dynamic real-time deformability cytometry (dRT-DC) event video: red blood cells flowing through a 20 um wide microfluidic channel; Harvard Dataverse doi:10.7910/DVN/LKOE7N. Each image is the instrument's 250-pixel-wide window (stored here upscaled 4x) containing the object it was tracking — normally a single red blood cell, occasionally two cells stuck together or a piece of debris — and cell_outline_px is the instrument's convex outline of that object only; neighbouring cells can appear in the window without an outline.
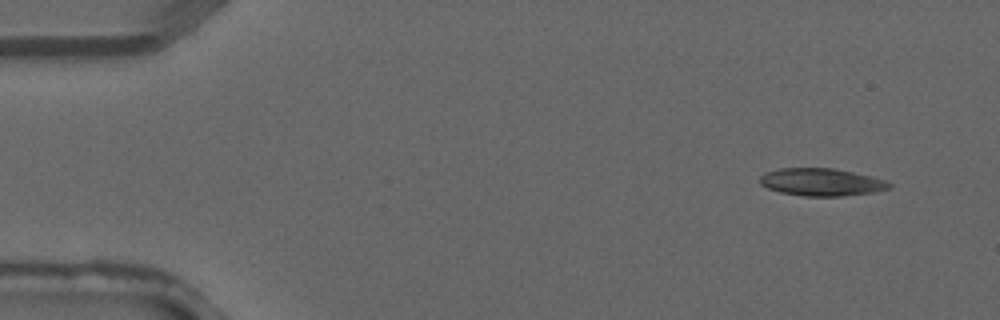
{"species": "common noctule bat (a hibernating species)", "species_latin": "Nyctalus noctula", "temperature_condition": "warm", "stored_images_in_passage": 3, "camera_frame_rate_fps": 3000, "um_per_image_px": 0.085, "animal": {"sex": "male", "forearm_length_mm": 52.5}, "frame": {"image": 1, "passage_image": 1, "time_ms": 0.0, "image_size_px": [1000, 320], "cell_outline_px": [[892, 188], [872, 192], [840, 196], [804, 196], [780, 192], [768, 188], [760, 184], [760, 176], [764, 172], [780, 168], [836, 168], [872, 176], [888, 180], [892, 184]], "centroid_in_image_um": [69.85, 15.47], "position_along_channel_um": 15.2, "area_um2": 20.92}}
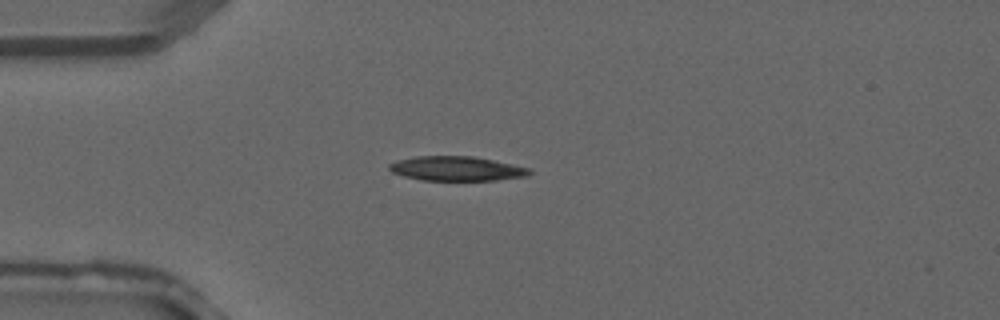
{"frame": {"image": 2, "passage_image": 3, "time_ms": 0.667, "image_size_px": [1000, 320], "cell_outline_px": [[532, 172], [528, 176], [496, 180], [420, 180], [404, 176], [392, 172], [388, 168], [388, 164], [396, 160], [416, 156], [472, 156], [512, 164], [528, 168]], "centroid_in_image_um": [38.77, 14.33], "position_along_channel_um": 46.2, "area_um2": 19.94}}